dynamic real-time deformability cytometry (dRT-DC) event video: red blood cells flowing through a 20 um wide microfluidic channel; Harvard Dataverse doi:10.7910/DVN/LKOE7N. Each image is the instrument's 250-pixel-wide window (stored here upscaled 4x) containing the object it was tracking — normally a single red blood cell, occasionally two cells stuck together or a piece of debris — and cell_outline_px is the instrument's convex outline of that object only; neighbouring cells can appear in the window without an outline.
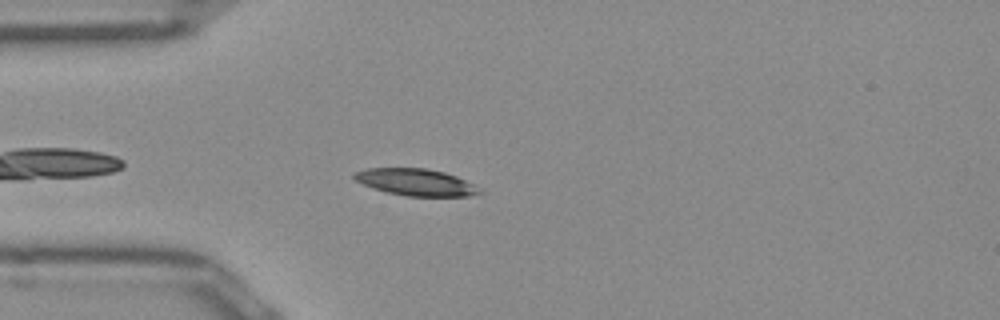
{"species": "Egyptian fruit bat (a non-hibernating species)", "species_latin": "Rousettus aegyptiacus", "temperature_condition": "room temperature", "stored_images_in_passage": 43, "camera_frame_rate_fps": 3000, "um_per_image_px": 0.085, "frame": {"image": 1, "passage_image": 5, "time_ms": 1.333, "image_size_px": [1000, 320], "cell_outline_px": [[480, 192], [468, 196], [408, 196], [388, 192], [364, 184], [356, 180], [352, 176], [352, 172], [368, 168], [424, 168], [444, 172], [456, 176], [472, 184]], "centroid_in_image_um": [35.29, 15.47], "position_along_channel_um": 49.7, "area_um2": 19.13}}
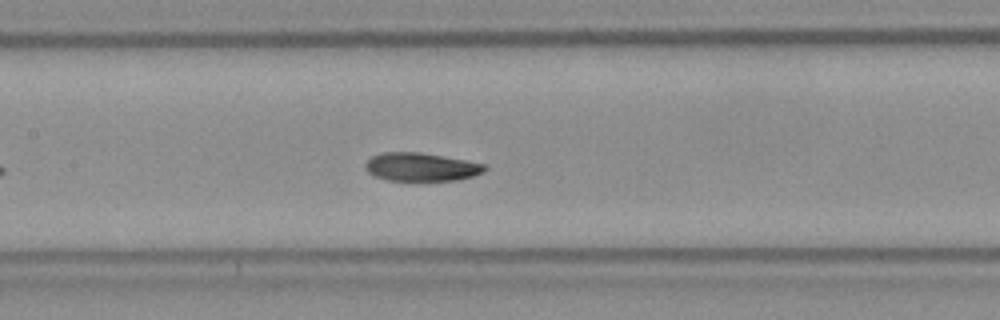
{"frame": {"image": 2, "passage_image": 15, "time_ms": 4.667, "image_size_px": [1000, 320], "cell_outline_px": [[488, 168], [484, 172], [472, 176], [456, 180], [388, 180], [376, 176], [368, 172], [364, 168], [364, 164], [372, 156], [384, 152], [420, 152], [488, 164]], "centroid_in_image_um": [35.82, 14.18], "position_along_channel_um": 171.6, "area_um2": 19.65}}
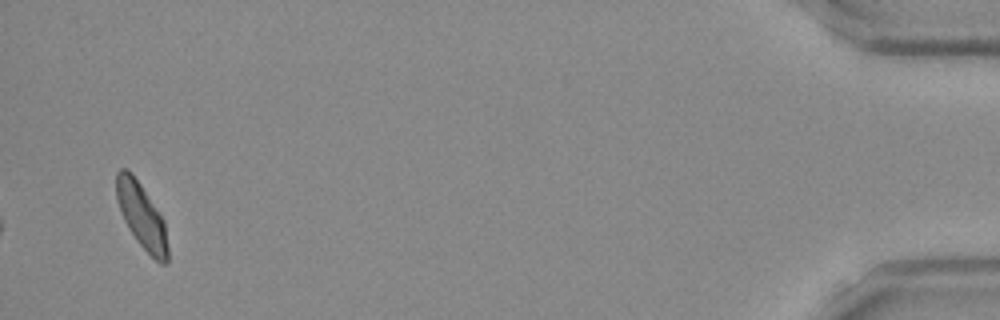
{"frame": {"image": 3, "passage_image": 41, "time_ms": 13.333, "image_size_px": [1000, 320], "cell_outline_px": [[168, 264], [160, 264], [136, 240], [128, 228], [124, 220], [116, 200], [116, 172], [120, 168], [124, 168], [140, 184], [164, 220], [168, 248]], "centroid_in_image_um": [12.04, 18.39], "position_along_channel_um": 423.2, "area_um2": 19.19}, "authors_computed_cell_mechanics": {"area_um2": 19.8254, "velocity_mm_per_s": 3.9237, "shape_relaxation_time_tau1_ms": 2.9954, "shape_relaxation_time_tau2_ms": 2.1762, "deformation_change_tau1": 0.1313, "deformation_change_tau2": 0.0701}}